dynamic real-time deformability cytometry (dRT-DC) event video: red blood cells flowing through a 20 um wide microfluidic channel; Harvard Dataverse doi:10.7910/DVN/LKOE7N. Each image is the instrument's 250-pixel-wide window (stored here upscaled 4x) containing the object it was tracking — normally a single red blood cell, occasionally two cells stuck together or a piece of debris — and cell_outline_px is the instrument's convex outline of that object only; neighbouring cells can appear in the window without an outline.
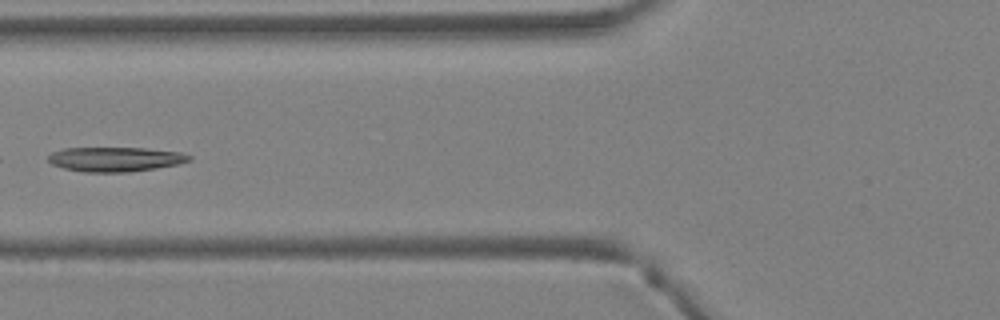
{"species": "Egyptian fruit bat (a non-hibernating species)", "species_latin": "Rousettus aegyptiacus", "temperature_condition": "warm", "stored_images_in_passage": 41, "camera_frame_rate_fps": 3000, "um_per_image_px": 0.085, "animal": {"sex": "female"}, "frame": {"image": 1, "passage_image": 18, "time_ms": 5.667, "image_size_px": [1000, 320], "cell_outline_px": [[192, 160], [180, 164], [156, 168], [128, 172], [84, 172], [64, 168], [52, 164], [48, 160], [48, 156], [52, 152], [64, 148], [144, 148], [180, 152], [192, 156]], "centroid_in_image_um": [9.83, 13.53], "position_along_channel_um": 116.0, "area_um2": 20.17}}
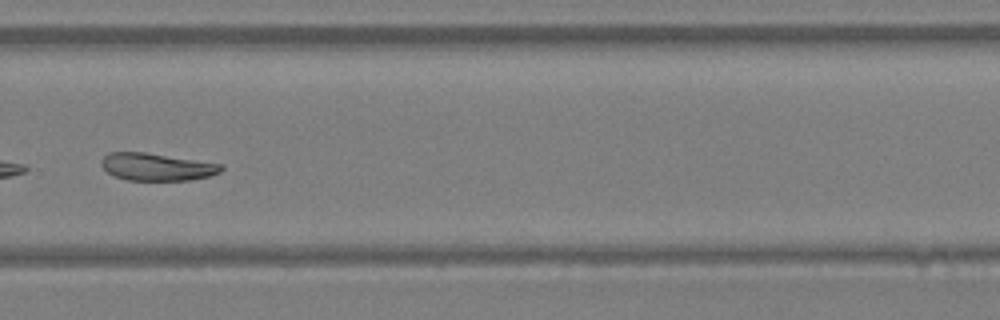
{"frame": {"image": 2, "passage_image": 30, "time_ms": 9.667, "image_size_px": [1000, 320], "cell_outline_px": [[224, 168], [220, 172], [208, 176], [192, 180], [128, 180], [112, 176], [100, 164], [100, 160], [108, 152], [144, 152], [224, 164]], "centroid_in_image_um": [13.31, 14.18], "position_along_channel_um": 316.5, "area_um2": 19.25}}